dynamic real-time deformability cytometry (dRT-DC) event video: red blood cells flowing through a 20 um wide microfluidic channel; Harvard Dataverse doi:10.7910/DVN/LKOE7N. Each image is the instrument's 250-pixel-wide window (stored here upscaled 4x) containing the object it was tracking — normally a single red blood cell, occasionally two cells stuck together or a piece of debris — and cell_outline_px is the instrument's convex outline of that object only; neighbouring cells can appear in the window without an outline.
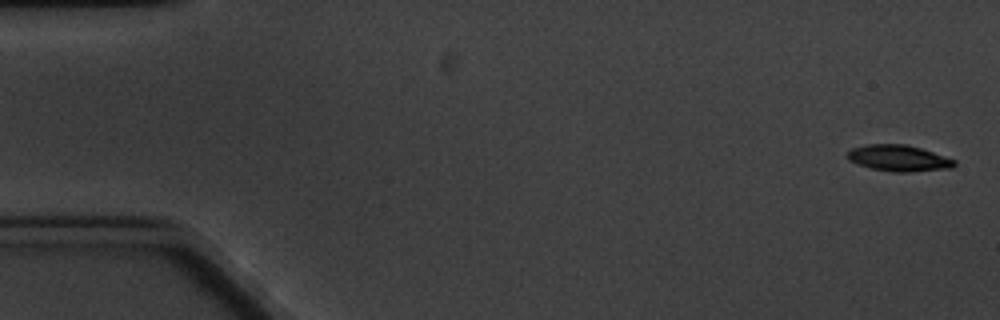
{"species": "common noctule bat (a hibernating species)", "species_latin": "Nyctalus noctula", "temperature_condition": "cold", "stored_images_in_passage": 7, "camera_frame_rate_fps": 3000, "um_per_image_px": 0.085, "animal": {"sex": "male", "body_mass_g": 20.1, "forearm_length_mm": 53.5}, "frame": {"image": 1, "passage_image": 1, "time_ms": 0.0, "image_size_px": [1000, 320], "cell_outline_px": [[956, 164], [952, 168], [908, 172], [892, 172], [872, 168], [856, 164], [848, 160], [848, 152], [852, 148], [864, 144], [904, 144], [920, 148], [956, 160]], "centroid_in_image_um": [76.37, 13.44], "position_along_channel_um": 8.6, "area_um2": 16.3}}
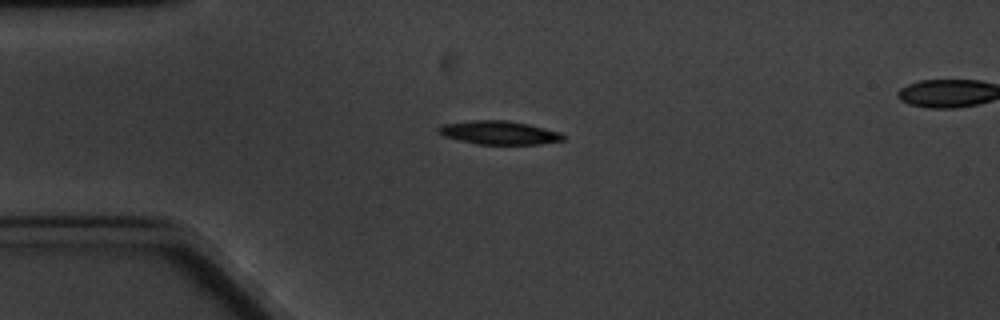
{"frame": {"image": 2, "passage_image": 5, "time_ms": 4.333, "image_size_px": [1000, 320], "cell_outline_px": [[564, 140], [540, 144], [476, 144], [444, 136], [436, 132], [436, 128], [444, 124], [472, 120], [508, 120], [528, 124], [560, 132], [564, 136]], "centroid_in_image_um": [42.4, 11.27], "position_along_channel_um": 42.6, "area_um2": 17.05}}